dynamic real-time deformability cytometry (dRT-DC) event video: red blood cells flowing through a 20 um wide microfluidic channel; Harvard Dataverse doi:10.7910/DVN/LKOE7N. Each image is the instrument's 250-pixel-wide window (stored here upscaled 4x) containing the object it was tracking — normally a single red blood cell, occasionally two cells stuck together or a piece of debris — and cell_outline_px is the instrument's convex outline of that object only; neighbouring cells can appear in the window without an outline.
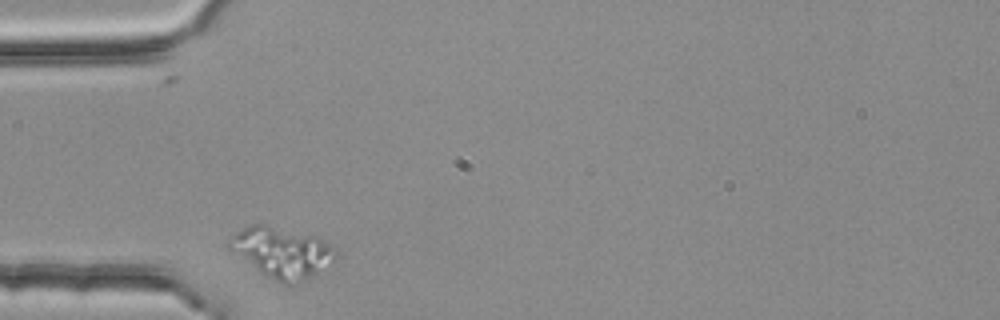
{"species": "common noctule bat (a hibernating species)", "species_latin": "Nyctalus noctula", "temperature_condition": "room temperature", "stored_images_in_passage": 2, "camera_frame_rate_fps": 3000, "um_per_image_px": 0.085, "animal": {"sex": "female", "body_mass_g": 25.1}, "frame": {"image": 1, "passage_image": 1, "time_ms": 0.0, "image_size_px": [1000, 320], "cell_outline_px": [[340, 256], [336, 260], [312, 276], [304, 280], [288, 284], [284, 284], [260, 272], [232, 252], [224, 244], [236, 232], [248, 224], [264, 224], [320, 236], [332, 244], [340, 252]], "centroid_in_image_um": [24.01, 21.41], "position_along_channel_um": 61.0, "area_um2": 31.85}}
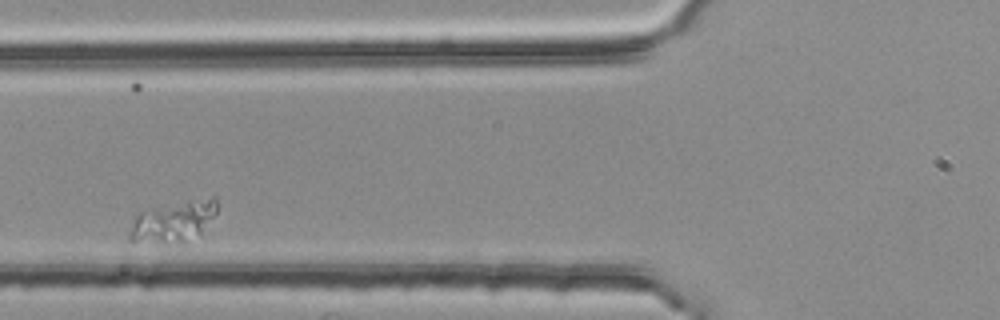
{"frame": {"image": 2, "passage_image": 2, "time_ms": 0.333, "image_size_px": [1000, 320], "cell_outline_px": [[216, 212], [200, 236], [184, 244], [180, 244], [128, 240], [128, 236], [132, 220], [140, 212], [152, 208], [188, 200], [212, 196], [216, 196]], "centroid_in_image_um": [14.77, 18.84], "position_along_channel_um": 111.0, "area_um2": 21.27}}